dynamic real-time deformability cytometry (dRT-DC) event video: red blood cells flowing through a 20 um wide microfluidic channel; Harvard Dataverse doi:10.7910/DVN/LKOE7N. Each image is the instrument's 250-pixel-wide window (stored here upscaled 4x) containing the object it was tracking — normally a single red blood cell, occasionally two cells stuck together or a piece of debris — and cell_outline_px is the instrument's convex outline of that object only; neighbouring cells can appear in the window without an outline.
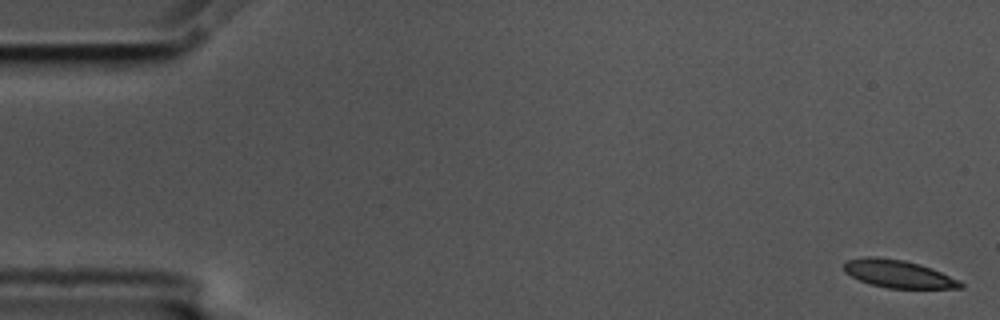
{"species": "common noctule bat (a hibernating species)", "species_latin": "Nyctalus noctula", "temperature_condition": "cold", "stored_images_in_passage": 5, "segment_of_instrument_passage": [2, 2], "camera_frame_rate_fps": 3000, "um_per_image_px": 0.085, "animal": {"sex": "male", "body_mass_g": 17.5, "forearm_length_mm": 52.3}, "frame": {"image": 1, "passage_image": 5, "time_ms": 1.333, "image_size_px": [1000, 320], "cell_outline_px": [[964, 288], [888, 288], [872, 284], [860, 280], [844, 272], [844, 264], [848, 260], [864, 256], [876, 256], [904, 260], [920, 264], [932, 268], [960, 280], [964, 284]], "centroid_in_image_um": [76.38, 23.27], "position_along_channel_um": 8.6, "area_um2": 18.84}}